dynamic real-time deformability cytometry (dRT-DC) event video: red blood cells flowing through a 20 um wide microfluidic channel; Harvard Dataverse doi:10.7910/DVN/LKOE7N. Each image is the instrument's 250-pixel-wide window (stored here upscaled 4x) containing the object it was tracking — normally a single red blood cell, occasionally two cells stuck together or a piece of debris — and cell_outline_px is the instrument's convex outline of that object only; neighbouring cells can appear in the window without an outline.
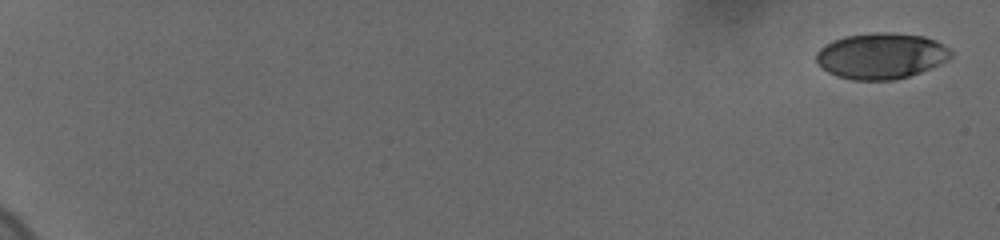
{"species": "human", "species_latin": "Homo sapiens", "temperature_condition": "cold", "stored_images_in_passage": 42, "camera_frame_rate_fps": 3000, "um_per_image_px": 0.085, "donor": {"sex": "female"}, "frame": {"image": 1, "passage_image": 1, "time_ms": 0.0, "image_size_px": [1000, 240], "cell_outline_px": [[952, 56], [928, 68], [908, 76], [892, 80], [852, 80], [836, 76], [828, 72], [816, 60], [816, 52], [824, 44], [832, 40], [844, 36], [876, 32], [892, 32], [924, 36], [948, 48], [952, 52]], "centroid_in_image_um": [74.82, 4.74], "position_along_channel_um": 10.2, "area_um2": 35.66}}
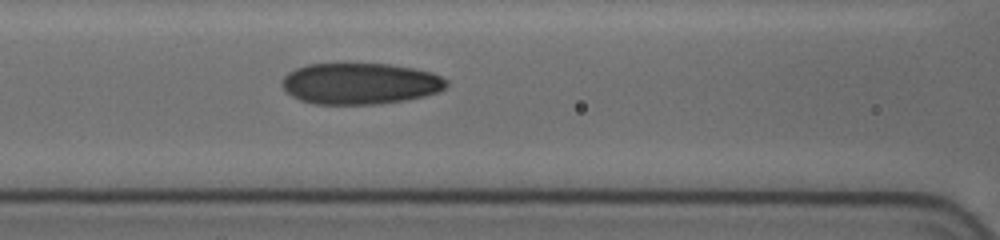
{"frame": {"image": 2, "passage_image": 23, "time_ms": 9.333, "image_size_px": [1000, 240], "cell_outline_px": [[448, 84], [444, 88], [436, 92], [424, 96], [404, 100], [380, 104], [316, 104], [300, 100], [284, 92], [280, 84], [280, 80], [288, 72], [296, 68], [308, 64], [388, 64], [412, 68], [432, 72], [448, 80]], "centroid_in_image_um": [30.56, 7.11], "position_along_channel_um": 136.0, "area_um2": 39.71}}
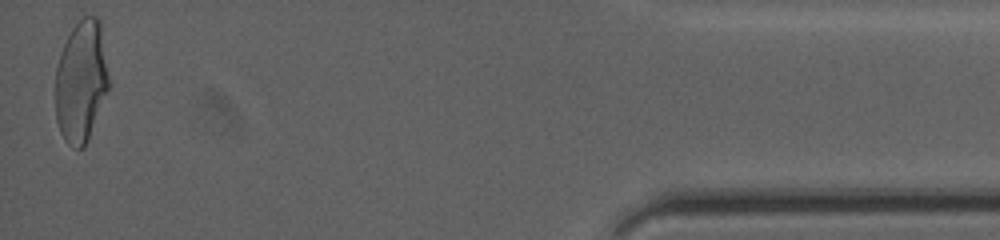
{"frame": {"image": 3, "passage_image": 42, "time_ms": 19.0, "image_size_px": [1000, 240], "cell_outline_px": [[108, 88], [88, 140], [84, 148], [76, 148], [68, 144], [64, 140], [60, 132], [56, 120], [56, 68], [60, 52], [72, 28], [84, 16], [96, 16], [100, 20], [108, 76]], "centroid_in_image_um": [6.88, 6.93], "position_along_channel_um": 428.3, "area_um2": 37.51}, "authors_computed_cell_mechanics": {"area_um2": 37.7723, "velocity_mm_per_s": 3.6868, "shape_relaxation_time_tau1_ms": 5.3616, "shape_relaxation_time_tau2_ms": 1.4107, "deformation_change_tau1": 0.1704, "deformation_change_tau2": 0.0714}}